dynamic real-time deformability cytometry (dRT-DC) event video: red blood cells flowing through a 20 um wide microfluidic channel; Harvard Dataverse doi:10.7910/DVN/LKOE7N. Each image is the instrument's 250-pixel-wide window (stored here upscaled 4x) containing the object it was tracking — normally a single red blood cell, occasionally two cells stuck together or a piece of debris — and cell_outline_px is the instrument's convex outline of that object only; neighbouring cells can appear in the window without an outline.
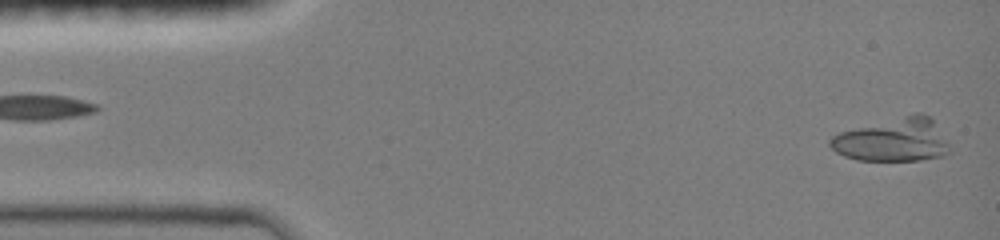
{"species": "common noctule bat (a hibernating species)", "species_latin": "Nyctalus noctula", "temperature_condition": "room temperature", "stored_images_in_passage": 47, "camera_frame_rate_fps": 3000, "um_per_image_px": 0.085, "animal": {"sex": "female", "body_mass_g": 19.0, "forearm_length_mm": 51.5}, "frame": {"image": 1, "passage_image": 1, "time_ms": 0.0, "image_size_px": [1000, 240], "cell_outline_px": [[952, 152], [944, 156], [920, 160], [856, 160], [844, 156], [836, 152], [828, 144], [828, 140], [832, 136], [840, 132], [916, 112], [920, 112], [928, 116], [932, 120], [948, 144]], "centroid_in_image_um": [75.89, 11.91], "position_along_channel_um": 9.1, "area_um2": 29.94}}
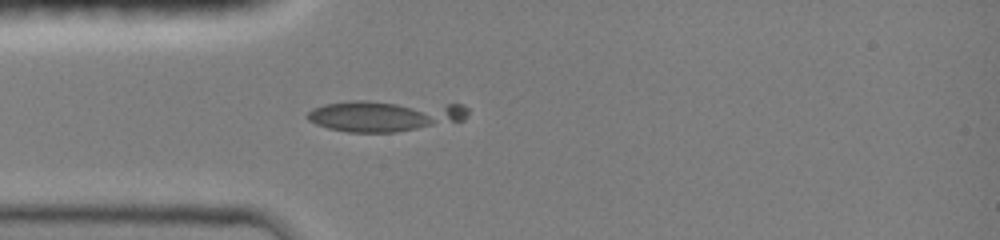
{"frame": {"image": 2, "passage_image": 12, "time_ms": 3.667, "image_size_px": [1000, 240], "cell_outline_px": [[468, 112], [464, 120], [396, 132], [348, 132], [328, 128], [316, 124], [308, 120], [304, 116], [312, 108], [324, 104], [352, 100], [368, 100], [464, 104], [468, 108]], "centroid_in_image_um": [32.69, 9.81], "position_along_channel_um": 52.3, "area_um2": 29.54}}